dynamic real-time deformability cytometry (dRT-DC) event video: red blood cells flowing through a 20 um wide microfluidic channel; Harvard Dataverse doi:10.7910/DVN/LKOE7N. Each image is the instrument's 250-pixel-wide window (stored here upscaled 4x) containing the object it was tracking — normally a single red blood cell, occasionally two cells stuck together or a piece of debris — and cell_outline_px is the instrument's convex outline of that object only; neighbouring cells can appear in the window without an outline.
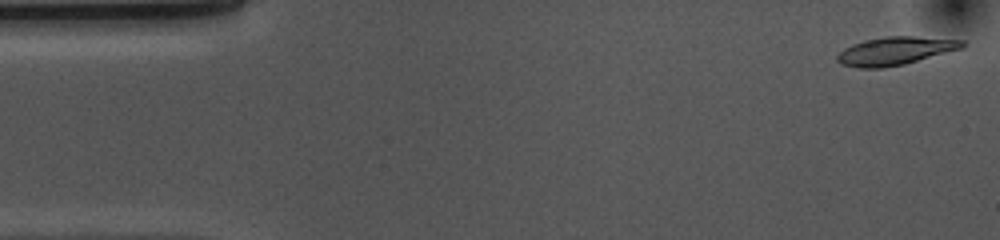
{"species": "common noctule bat (a hibernating species)", "species_latin": "Nyctalus noctula", "temperature_condition": "cold", "stored_images_in_passage": 14, "camera_frame_rate_fps": 3000, "um_per_image_px": 0.085, "animal": {"sex": "female", "body_mass_g": 10.0, "forearm_length_mm": 53.1}, "frame": {"image": 1, "passage_image": 1, "time_ms": 0.0, "image_size_px": [1000, 240], "cell_outline_px": [[968, 44], [960, 48], [904, 64], [880, 68], [860, 68], [840, 64], [836, 60], [836, 56], [844, 48], [852, 44], [864, 40], [888, 36], [912, 36], [964, 40]], "centroid_in_image_um": [76.05, 4.32], "position_along_channel_um": 8.9, "area_um2": 20.29}}
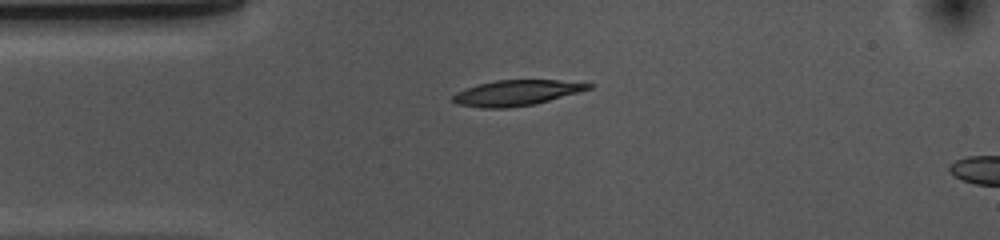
{"frame": {"image": 2, "passage_image": 11, "time_ms": 3.333, "image_size_px": [1000, 240], "cell_outline_px": [[596, 84], [592, 88], [580, 92], [536, 104], [504, 108], [480, 108], [456, 104], [452, 100], [452, 96], [456, 92], [476, 84], [496, 80], [556, 80]], "centroid_in_image_um": [43.89, 7.89], "position_along_channel_um": 41.1, "area_um2": 20.35}}